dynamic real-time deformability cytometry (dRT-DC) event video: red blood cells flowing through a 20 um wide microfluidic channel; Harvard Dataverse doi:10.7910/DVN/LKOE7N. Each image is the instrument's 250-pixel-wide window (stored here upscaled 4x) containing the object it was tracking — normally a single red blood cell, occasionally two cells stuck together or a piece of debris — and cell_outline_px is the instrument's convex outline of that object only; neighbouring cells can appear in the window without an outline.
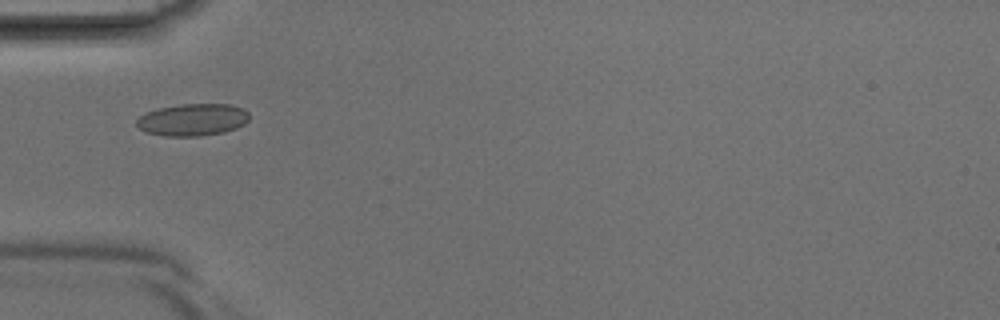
{"species": "Egyptian fruit bat (a non-hibernating species)", "species_latin": "Rousettus aegyptiacus", "temperature_condition": "room temperature", "stored_images_in_passage": 28, "camera_frame_rate_fps": 3000, "um_per_image_px": 0.085, "animal": {"sex": "male"}, "frame": {"image": 1, "passage_image": 1, "time_ms": 0.0, "image_size_px": [1000, 320], "cell_outline_px": [[248, 120], [244, 124], [236, 128], [224, 132], [200, 136], [164, 136], [148, 132], [140, 128], [136, 124], [136, 120], [144, 112], [160, 108], [180, 104], [228, 104], [244, 108], [248, 112]], "centroid_in_image_um": [16.38, 10.17], "position_along_channel_um": 68.6, "area_um2": 21.1}}
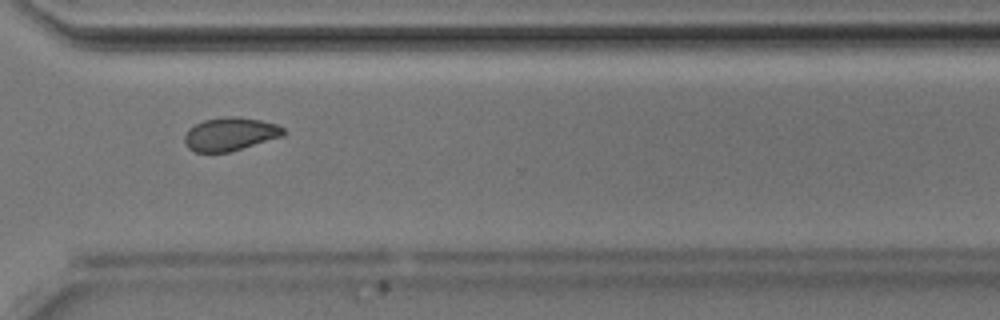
{"frame": {"image": 2, "passage_image": 18, "time_ms": 5.667, "image_size_px": [1000, 320], "cell_outline_px": [[284, 136], [228, 152], [196, 152], [188, 148], [184, 140], [184, 136], [188, 128], [204, 120], [232, 116], [236, 116], [260, 120], [276, 124], [284, 128]], "centroid_in_image_um": [19.55, 11.4], "position_along_channel_um": 351.0, "area_um2": 19.02}}
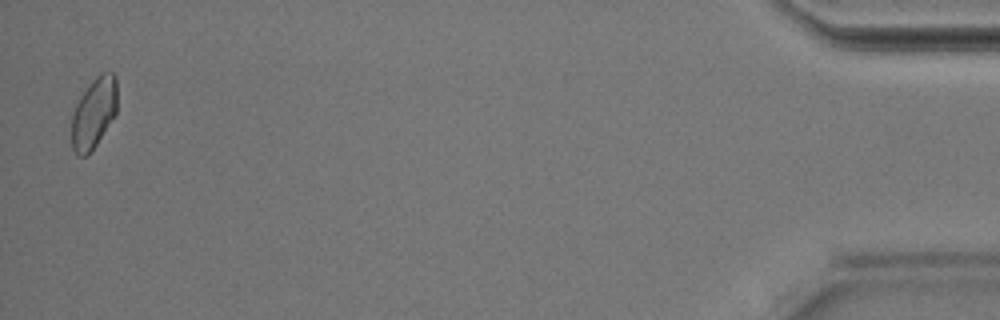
{"frame": {"image": 3, "passage_image": 28, "time_ms": 9.0, "image_size_px": [1000, 320], "cell_outline_px": [[116, 112], [96, 144], [84, 156], [76, 156], [72, 148], [72, 116], [76, 104], [80, 96], [88, 84], [96, 76], [104, 72], [112, 72], [116, 76]], "centroid_in_image_um": [7.96, 9.57], "position_along_channel_um": 427.2, "area_um2": 18.44}}